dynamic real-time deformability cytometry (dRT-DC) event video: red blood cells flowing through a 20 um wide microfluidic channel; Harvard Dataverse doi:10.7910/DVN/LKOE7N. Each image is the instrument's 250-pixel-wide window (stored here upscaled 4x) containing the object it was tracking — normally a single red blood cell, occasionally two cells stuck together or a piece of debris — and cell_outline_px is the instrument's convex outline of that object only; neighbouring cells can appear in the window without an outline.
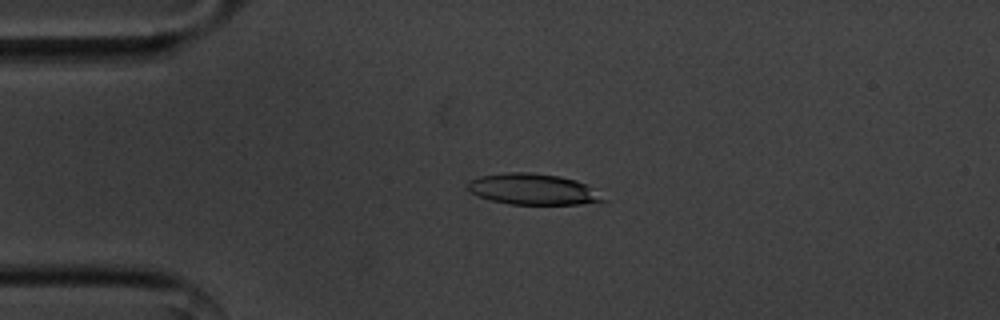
{"species": "common noctule bat (a hibernating species)", "species_latin": "Nyctalus noctula", "temperature_condition": "cold", "stored_images_in_passage": 54, "camera_frame_rate_fps": 3000, "um_per_image_px": 0.085, "animal": {"sex": "male", "body_mass_g": 20.1, "forearm_length_mm": 53.5}, "frame": {"image": 1, "passage_image": 11, "time_ms": 3.333, "image_size_px": [1000, 320], "cell_outline_px": [[608, 200], [580, 204], [508, 204], [492, 200], [480, 196], [472, 192], [468, 188], [468, 180], [480, 176], [512, 172], [528, 172], [560, 176], [576, 180], [588, 184]], "centroid_in_image_um": [45.34, 16.08], "position_along_channel_um": 39.7, "area_um2": 24.33}}
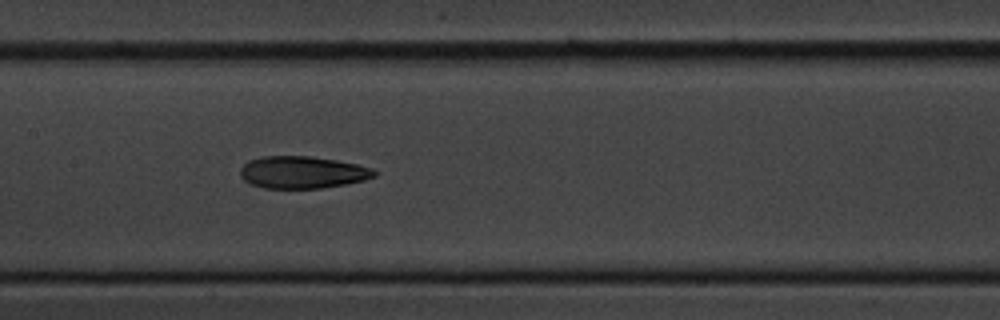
{"frame": {"image": 2, "passage_image": 25, "time_ms": 8.0, "image_size_px": [1000, 320], "cell_outline_px": [[380, 172], [376, 176], [364, 180], [344, 184], [320, 188], [264, 188], [248, 184], [240, 176], [240, 168], [248, 160], [264, 156], [308, 156], [336, 160], [356, 164], [372, 168]], "centroid_in_image_um": [25.69, 14.65], "position_along_channel_um": 181.7, "area_um2": 25.26}}
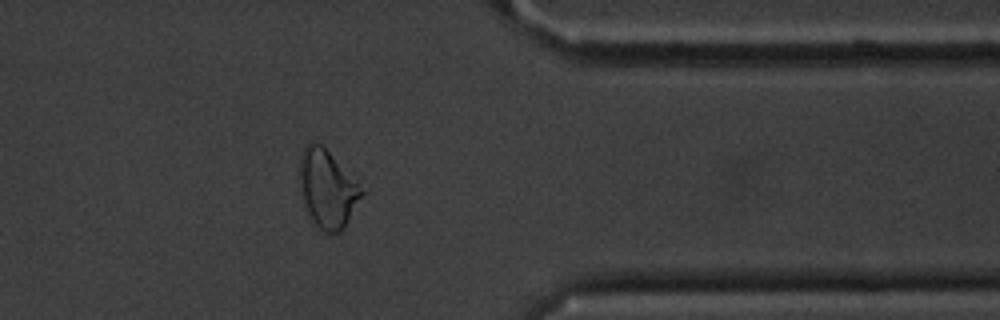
{"frame": {"image": 3, "passage_image": 43, "time_ms": 14.0, "image_size_px": [1000, 320], "cell_outline_px": [[368, 192], [344, 228], [340, 232], [324, 232], [312, 220], [308, 212], [300, 192], [296, 180], [296, 176], [300, 156], [304, 148], [308, 144], [320, 144]], "centroid_in_image_um": [27.84, 16.07], "position_along_channel_um": 383.6, "area_um2": 28.61}, "authors_computed_cell_mechanics": {"area_um2": 25.8655, "velocity_mm_per_s": 3.5898, "shape_relaxation_time_tau1_ms": 6.5207, "shape_relaxation_time_tau2_ms": 3.8004, "deformation_change_tau1": 0.1886, "deformation_change_tau2": 0.1087}}